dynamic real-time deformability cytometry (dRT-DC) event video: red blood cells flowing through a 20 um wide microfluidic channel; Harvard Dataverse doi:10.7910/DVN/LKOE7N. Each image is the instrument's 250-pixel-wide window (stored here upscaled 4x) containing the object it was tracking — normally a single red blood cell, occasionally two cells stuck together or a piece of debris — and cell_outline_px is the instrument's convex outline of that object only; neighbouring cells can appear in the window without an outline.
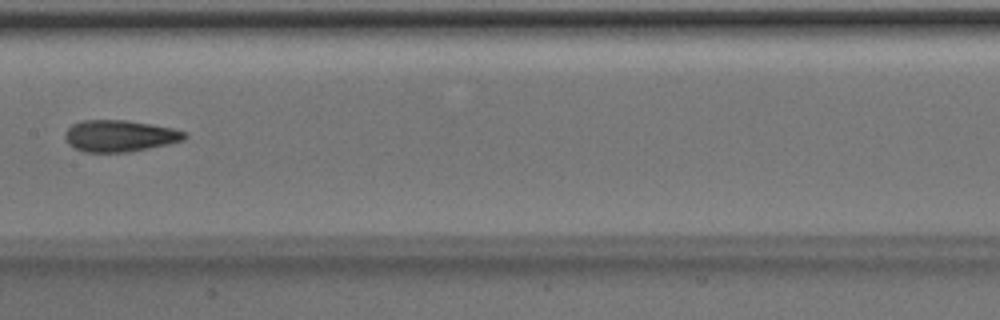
{"species": "Egyptian fruit bat (a non-hibernating species)", "species_latin": "Rousettus aegyptiacus", "temperature_condition": "room temperature", "stored_images_in_passage": 8, "camera_frame_rate_fps": 3000, "um_per_image_px": 0.085, "animal": {"sex": "male"}, "frame": {"image": 1, "passage_image": 8, "time_ms": 2.333, "image_size_px": [1000, 320], "cell_outline_px": [[188, 136], [184, 140], [168, 144], [128, 152], [84, 152], [68, 144], [64, 136], [64, 132], [72, 124], [80, 120], [128, 120], [152, 124], [172, 128], [188, 132]], "centroid_in_image_um": [10.18, 11.54], "position_along_channel_um": 197.2, "area_um2": 22.2}}